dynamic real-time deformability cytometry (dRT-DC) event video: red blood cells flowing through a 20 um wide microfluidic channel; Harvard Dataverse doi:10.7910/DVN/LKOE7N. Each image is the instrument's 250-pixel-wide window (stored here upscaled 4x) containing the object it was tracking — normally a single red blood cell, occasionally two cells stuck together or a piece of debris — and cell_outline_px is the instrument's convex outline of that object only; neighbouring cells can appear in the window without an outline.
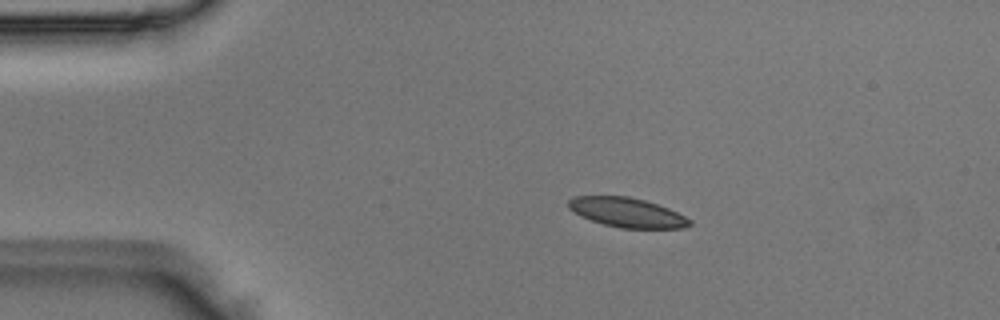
{"species": "Egyptian fruit bat (a non-hibernating species)", "species_latin": "Rousettus aegyptiacus", "temperature_condition": "room temperature", "stored_images_in_passage": 4, "camera_frame_rate_fps": 3000, "um_per_image_px": 0.085, "animal": {"sex": "male"}, "frame": {"image": 1, "passage_image": 2, "time_ms": 0.333, "image_size_px": [1000, 320], "cell_outline_px": [[692, 224], [684, 228], [620, 228], [604, 224], [592, 220], [568, 208], [568, 200], [576, 196], [628, 196], [644, 200], [668, 208], [692, 220]], "centroid_in_image_um": [53.33, 18.06], "position_along_channel_um": 31.7, "area_um2": 20.52}}
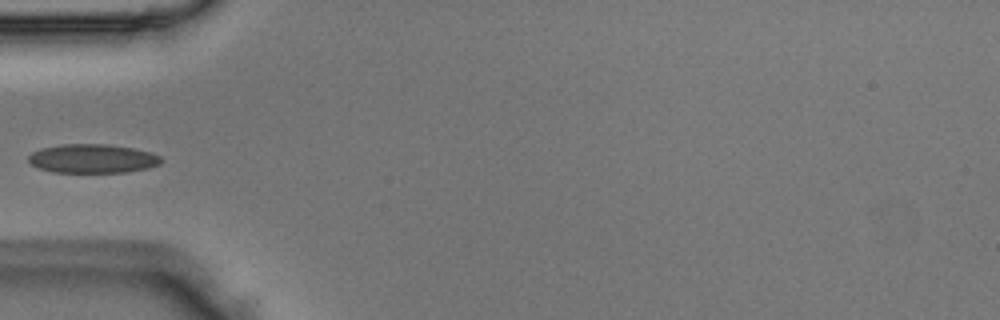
{"frame": {"image": 2, "passage_image": 4, "time_ms": 1.0, "image_size_px": [1000, 320], "cell_outline_px": [[164, 160], [160, 164], [148, 168], [124, 172], [52, 172], [40, 168], [32, 164], [28, 160], [28, 156], [32, 152], [40, 148], [64, 144], [108, 144], [136, 148], [152, 152], [160, 156]], "centroid_in_image_um": [7.91, 13.47], "position_along_channel_um": 77.1, "area_um2": 22.48}}